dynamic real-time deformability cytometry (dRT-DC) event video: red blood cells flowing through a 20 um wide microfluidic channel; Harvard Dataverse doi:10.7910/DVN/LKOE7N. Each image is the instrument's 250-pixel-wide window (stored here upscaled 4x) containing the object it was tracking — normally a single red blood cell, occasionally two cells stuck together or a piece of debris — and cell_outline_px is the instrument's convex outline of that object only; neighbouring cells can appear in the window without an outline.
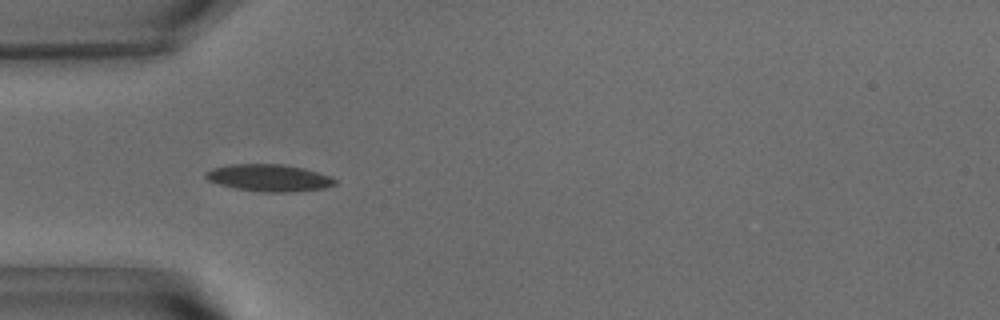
{"species": "common noctule bat (a hibernating species)", "species_latin": "Nyctalus noctula", "temperature_condition": "warm", "stored_images_in_passage": 54, "camera_frame_rate_fps": 3000, "um_per_image_px": 0.085, "animal": {"sex": "male", "body_mass_g": 15.6}, "frame": {"image": 1, "passage_image": 16, "time_ms": 5.0, "image_size_px": [1000, 320], "cell_outline_px": [[336, 184], [324, 188], [292, 192], [264, 192], [236, 188], [220, 184], [208, 180], [204, 176], [204, 172], [212, 168], [232, 164], [284, 164], [304, 168], [332, 176], [336, 180]], "centroid_in_image_um": [22.88, 15.11], "position_along_channel_um": 62.1, "area_um2": 20.4}}
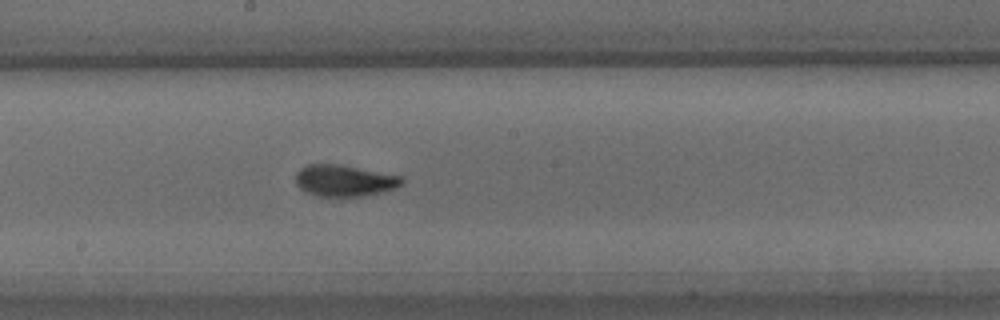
{"frame": {"image": 2, "passage_image": 29, "time_ms": 9.333, "image_size_px": [1000, 320], "cell_outline_px": [[404, 180], [396, 188], [380, 192], [360, 196], [320, 196], [308, 192], [300, 188], [296, 184], [296, 172], [300, 168], [308, 164], [340, 164], [400, 176]], "centroid_in_image_um": [29.24, 15.34], "position_along_channel_um": 219.0, "area_um2": 19.19}}
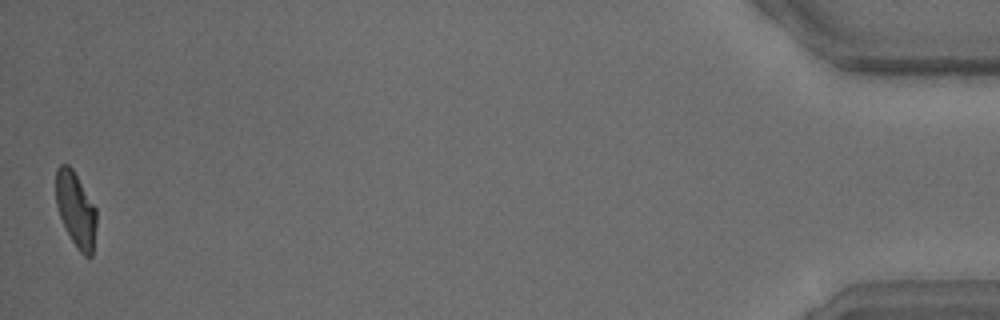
{"frame": {"image": 3, "passage_image": 54, "time_ms": 17.667, "image_size_px": [1000, 320], "cell_outline_px": [[96, 224], [92, 256], [84, 256], [76, 248], [60, 216], [56, 204], [56, 168], [60, 164], [68, 164], [72, 168], [96, 208]], "centroid_in_image_um": [6.44, 17.8], "position_along_channel_um": 428.8, "area_um2": 17.51}, "authors_computed_cell_mechanics": {"area_um2": 18.785, "velocity_mm_per_s": 3.6373, "shape_relaxation_time_tau1_ms": 5.2645, "shape_relaxation_time_tau2_ms": 2.0318, "deformation_change_tau1": 0.1871, "deformation_change_tau2": 0.0744}}